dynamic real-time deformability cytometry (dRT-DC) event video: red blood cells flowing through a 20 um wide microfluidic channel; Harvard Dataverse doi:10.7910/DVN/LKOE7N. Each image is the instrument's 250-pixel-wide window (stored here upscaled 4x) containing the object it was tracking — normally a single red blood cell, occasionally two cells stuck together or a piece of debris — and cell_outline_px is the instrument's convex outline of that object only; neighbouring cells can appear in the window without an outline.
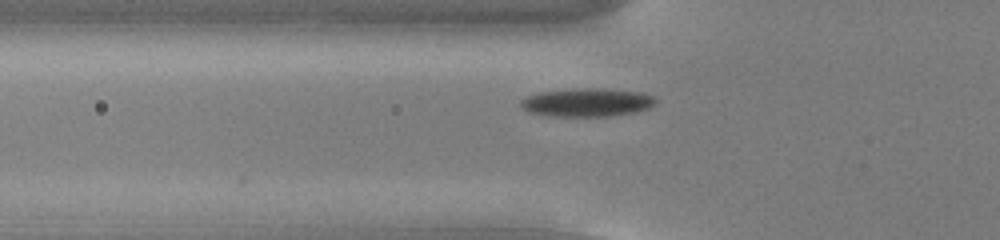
{"species": "common noctule bat (a hibernating species)", "species_latin": "Nyctalus noctula", "temperature_condition": "cold", "stored_images_in_passage": 36, "camera_frame_rate_fps": 3000, "um_per_image_px": 0.085, "animal": {"sex": "male", "body_mass_g": 13.0, "forearm_length_mm": 53.1}, "frame": {"image": 1, "passage_image": 4, "time_ms": 1.0, "image_size_px": [1000, 240], "cell_outline_px": [[656, 104], [648, 108], [636, 112], [612, 116], [548, 116], [528, 112], [520, 104], [520, 100], [528, 96], [540, 92], [584, 88], [596, 88], [640, 92], [652, 96], [656, 100]], "centroid_in_image_um": [49.9, 8.72], "position_along_channel_um": 75.9, "area_um2": 22.14}}
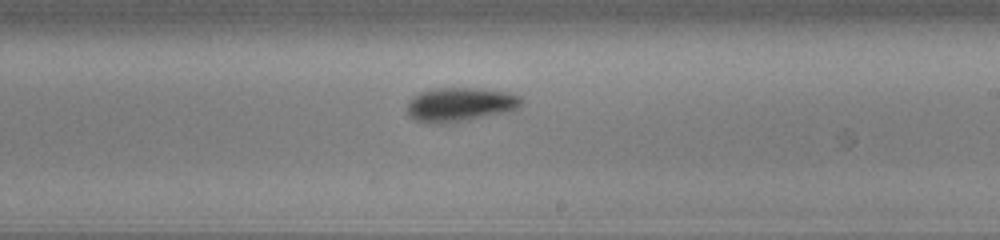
{"frame": {"image": 2, "passage_image": 18, "time_ms": 5.667, "image_size_px": [1000, 240], "cell_outline_px": [[524, 100], [520, 108], [512, 112], [468, 120], [440, 124], [416, 120], [408, 116], [408, 104], [412, 96], [420, 92], [436, 88], [480, 88], [508, 92], [520, 96]], "centroid_in_image_um": [39.18, 8.88], "position_along_channel_um": 249.8, "area_um2": 23.0}}
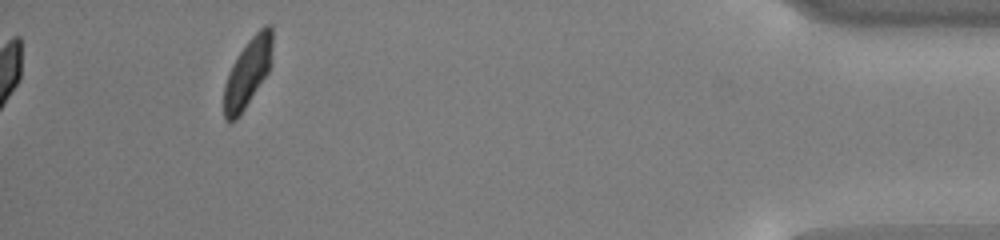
{"frame": {"image": 3, "passage_image": 36, "time_ms": 11.667, "image_size_px": [1000, 240], "cell_outline_px": [[272, 48], [268, 72], [240, 116], [236, 120], [228, 124], [224, 120], [224, 84], [228, 72], [232, 64], [248, 40], [264, 24], [272, 24]], "centroid_in_image_um": [21.03, 6.21], "position_along_channel_um": 414.2, "area_um2": 19.42}, "authors_computed_cell_mechanics": {"area_um2": 21.9062, "velocity_mm_per_s": 3.7354, "shape_relaxation_time_tau1_ms": 2.5053, "shape_relaxation_time_tau2_ms": 3.3033, "deformation_change_tau1": 0.1014, "deformation_change_tau2": 0.0879}}